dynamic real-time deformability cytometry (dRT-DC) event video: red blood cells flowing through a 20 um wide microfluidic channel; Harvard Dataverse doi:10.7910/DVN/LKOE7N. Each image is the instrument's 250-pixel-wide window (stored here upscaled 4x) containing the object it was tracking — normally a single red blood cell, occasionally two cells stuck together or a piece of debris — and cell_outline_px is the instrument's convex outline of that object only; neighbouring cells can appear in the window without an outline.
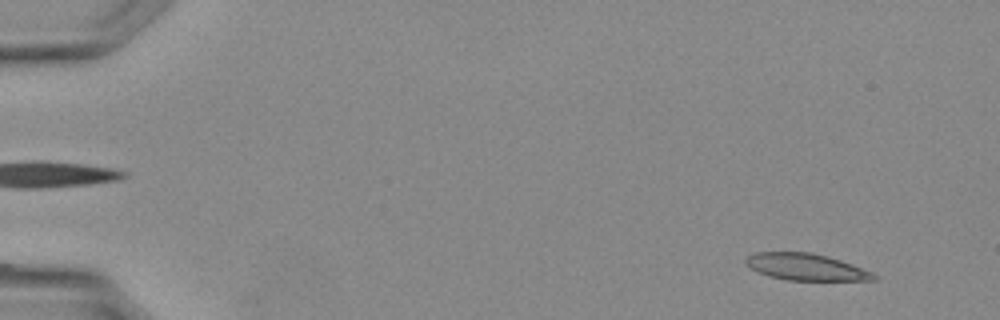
{"species": "Egyptian fruit bat (a non-hibernating species)", "species_latin": "Rousettus aegyptiacus", "temperature_condition": "warm", "stored_images_in_passage": 38, "camera_frame_rate_fps": 3000, "um_per_image_px": 0.085, "animal": {"sex": "female"}, "frame": {"image": 1, "passage_image": 3, "time_ms": 0.667, "image_size_px": [1000, 320], "cell_outline_px": [[876, 280], [788, 280], [772, 276], [760, 272], [752, 268], [744, 260], [748, 256], [756, 252], [812, 252], [828, 256], [852, 264], [872, 272], [876, 276]], "centroid_in_image_um": [68.54, 22.68], "position_along_channel_um": 16.5, "area_um2": 19.59}}
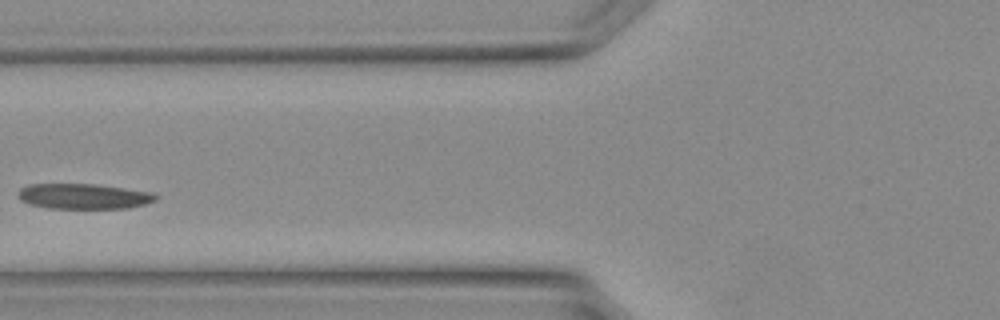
{"frame": {"image": 2, "passage_image": 16, "time_ms": 5.0, "image_size_px": [1000, 320], "cell_outline_px": [[156, 200], [144, 204], [128, 208], [48, 208], [28, 204], [20, 200], [20, 188], [28, 184], [92, 184], [124, 188], [152, 192], [156, 196]], "centroid_in_image_um": [7.09, 16.68], "position_along_channel_um": 118.7, "area_um2": 20.11}}
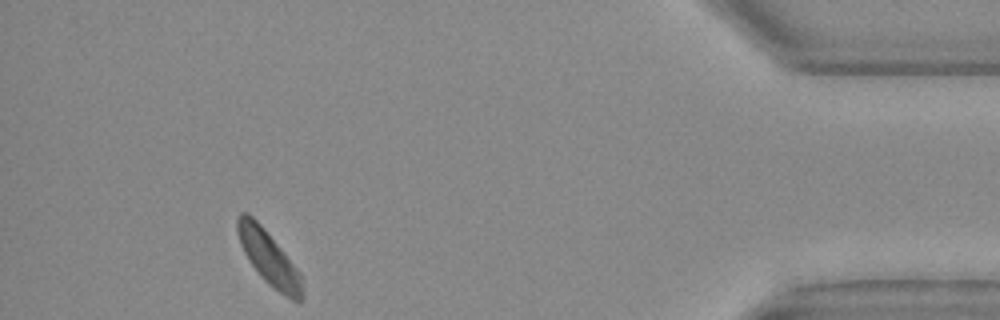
{"frame": {"image": 3, "passage_image": 35, "time_ms": 11.333, "image_size_px": [1000, 320], "cell_outline_px": [[304, 296], [300, 304], [284, 296], [268, 284], [260, 276], [248, 260], [240, 244], [236, 228], [236, 220], [240, 212], [248, 212], [264, 228], [300, 272], [304, 292]], "centroid_in_image_um": [22.86, 21.96], "position_along_channel_um": 412.3, "area_um2": 20.58}}